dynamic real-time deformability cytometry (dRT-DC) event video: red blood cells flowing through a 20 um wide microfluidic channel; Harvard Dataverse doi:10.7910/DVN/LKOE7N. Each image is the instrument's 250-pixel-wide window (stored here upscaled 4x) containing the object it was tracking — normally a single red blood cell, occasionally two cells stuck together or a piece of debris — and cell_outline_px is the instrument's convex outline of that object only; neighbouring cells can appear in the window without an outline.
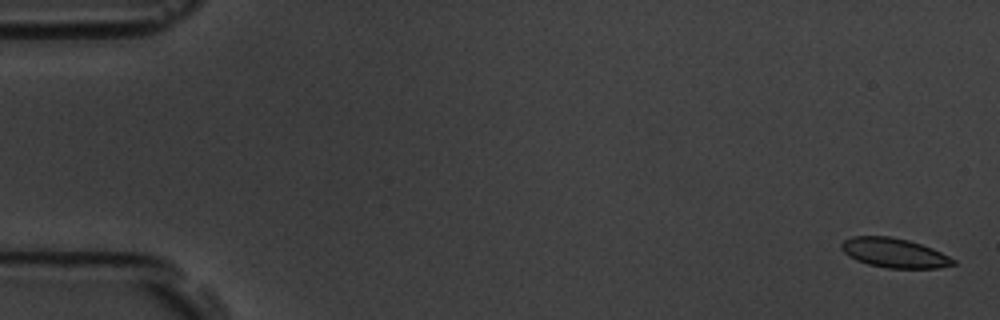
{"species": "common noctule bat (a hibernating species)", "species_latin": "Nyctalus noctula", "temperature_condition": "room temperature", "stored_images_in_passage": 5, "camera_frame_rate_fps": 3000, "um_per_image_px": 0.085, "animal": {"sex": "male", "body_mass_g": 19.5, "forearm_length_mm": 54.6}, "frame": {"image": 1, "passage_image": 1, "time_ms": 0.0, "image_size_px": [1000, 320], "cell_outline_px": [[956, 264], [940, 268], [888, 268], [868, 264], [856, 260], [848, 256], [840, 248], [840, 244], [844, 240], [852, 236], [892, 236], [908, 240], [932, 248], [956, 260]], "centroid_in_image_um": [76.0, 21.49], "position_along_channel_um": 9.0, "area_um2": 19.25}}
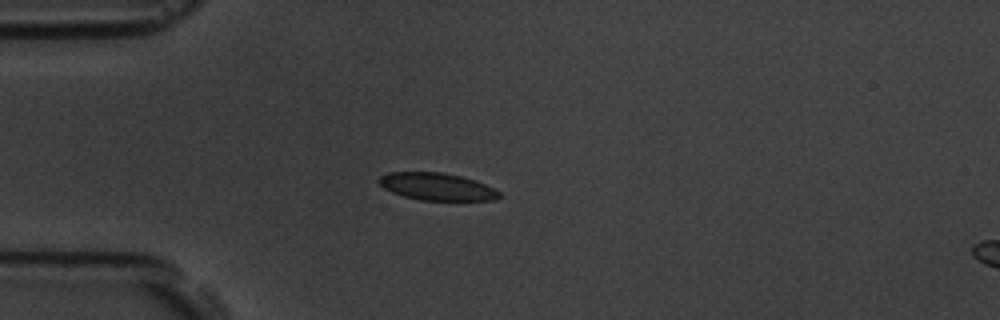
{"frame": {"image": 2, "passage_image": 5, "time_ms": 1.333, "image_size_px": [1000, 320], "cell_outline_px": [[504, 196], [492, 200], [420, 200], [404, 196], [392, 192], [384, 188], [376, 180], [380, 176], [388, 172], [440, 172], [460, 176], [476, 180], [500, 192]], "centroid_in_image_um": [37.13, 15.86], "position_along_channel_um": 47.9, "area_um2": 19.13}}